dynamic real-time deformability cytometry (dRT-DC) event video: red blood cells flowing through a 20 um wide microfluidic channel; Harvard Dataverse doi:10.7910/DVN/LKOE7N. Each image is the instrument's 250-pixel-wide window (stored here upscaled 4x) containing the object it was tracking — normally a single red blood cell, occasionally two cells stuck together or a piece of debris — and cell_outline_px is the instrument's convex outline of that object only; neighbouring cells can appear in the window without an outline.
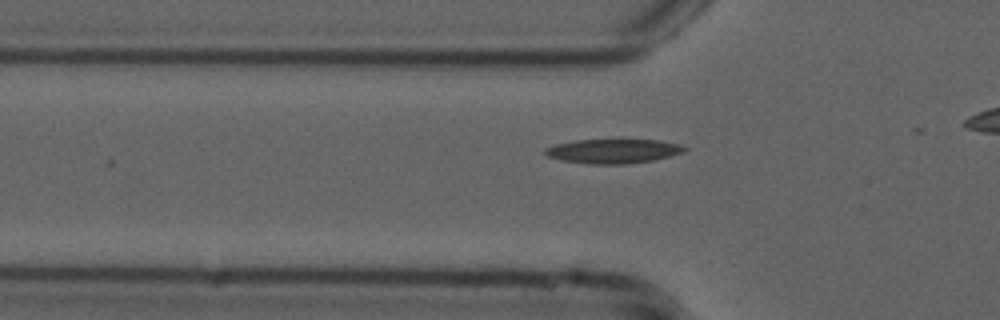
{"species": "common noctule bat (a hibernating species)", "species_latin": "Nyctalus noctula", "temperature_condition": "cold", "stored_images_in_passage": 9, "camera_frame_rate_fps": 3000, "um_per_image_px": 0.085, "animal": {"sex": "male", "forearm_length_mm": 52.5}, "frame": {"image": 1, "passage_image": 4, "time_ms": 1.0, "image_size_px": [1000, 320], "cell_outline_px": [[688, 148], [684, 152], [652, 160], [624, 164], [588, 164], [560, 160], [548, 156], [544, 152], [544, 148], [556, 144], [576, 140], [660, 140], [680, 144]], "centroid_in_image_um": [52.11, 12.84], "position_along_channel_um": 73.7, "area_um2": 19.65}}
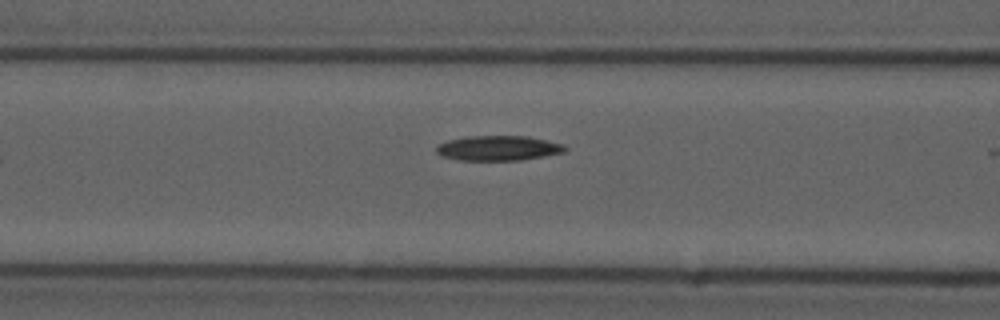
{"frame": {"image": 2, "passage_image": 8, "time_ms": 2.333, "image_size_px": [1000, 320], "cell_outline_px": [[568, 148], [564, 152], [544, 156], [520, 160], [460, 160], [440, 156], [436, 152], [436, 144], [448, 140], [464, 136], [528, 136], [564, 144]], "centroid_in_image_um": [42.32, 12.58], "position_along_channel_um": 124.3, "area_um2": 18.84}}